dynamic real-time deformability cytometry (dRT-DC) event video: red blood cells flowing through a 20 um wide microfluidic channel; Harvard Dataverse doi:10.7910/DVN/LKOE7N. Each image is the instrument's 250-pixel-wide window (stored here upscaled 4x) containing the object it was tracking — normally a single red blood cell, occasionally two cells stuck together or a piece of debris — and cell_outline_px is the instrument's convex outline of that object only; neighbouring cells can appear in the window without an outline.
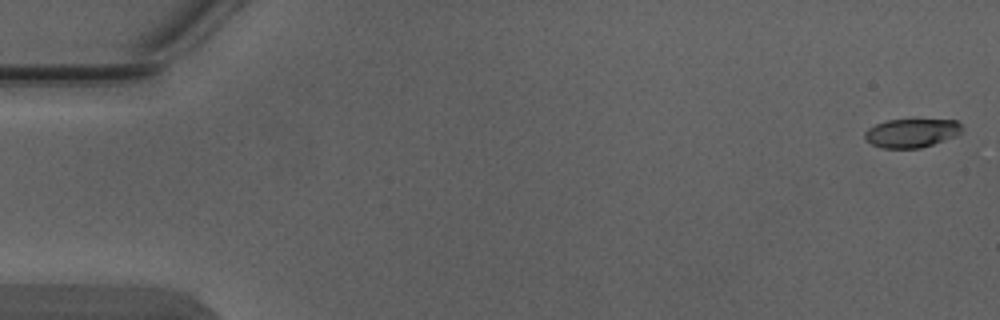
{"species": "Egyptian fruit bat (a non-hibernating species)", "species_latin": "Rousettus aegyptiacus", "temperature_condition": "warm", "stored_images_in_passage": 3, "segment_of_instrument_passage": [2, 2], "camera_frame_rate_fps": 3000, "um_per_image_px": 0.085, "animal": {"sex": "male"}, "frame": {"image": 1, "passage_image": 3, "time_ms": 0.667, "image_size_px": [1000, 320], "cell_outline_px": [[964, 132], [956, 136], [920, 148], [880, 148], [872, 144], [864, 136], [864, 132], [868, 128], [876, 124], [888, 120], [956, 120], [964, 128]], "centroid_in_image_um": [77.51, 11.31], "position_along_channel_um": 7.5, "area_um2": 16.24}}